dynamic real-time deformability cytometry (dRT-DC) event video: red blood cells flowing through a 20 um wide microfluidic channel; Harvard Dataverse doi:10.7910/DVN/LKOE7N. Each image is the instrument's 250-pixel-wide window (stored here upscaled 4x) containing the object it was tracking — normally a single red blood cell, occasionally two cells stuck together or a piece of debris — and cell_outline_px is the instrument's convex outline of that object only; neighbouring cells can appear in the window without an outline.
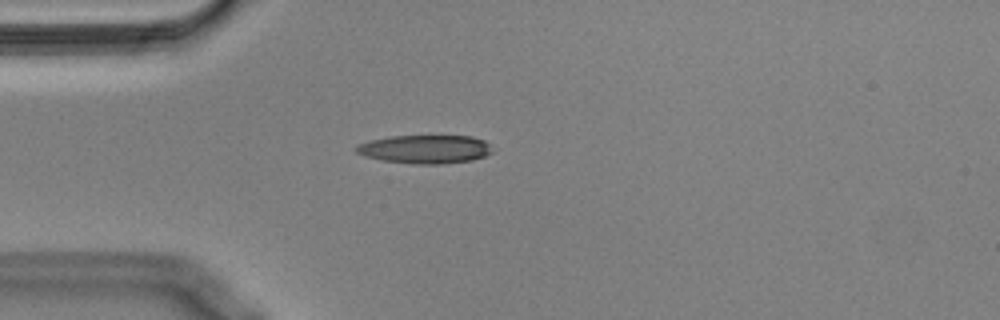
{"species": "Egyptian fruit bat (a non-hibernating species)", "species_latin": "Rousettus aegyptiacus", "temperature_condition": "cold", "stored_images_in_passage": 42, "camera_frame_rate_fps": 3000, "um_per_image_px": 0.085, "animal": {"sex": "male"}, "frame": {"image": 1, "passage_image": 1, "time_ms": 0.0, "image_size_px": [1000, 320], "cell_outline_px": [[492, 152], [484, 156], [472, 160], [440, 164], [416, 164], [384, 160], [364, 156], [356, 152], [352, 148], [356, 144], [372, 140], [392, 136], [472, 136], [484, 140], [488, 144]], "centroid_in_image_um": [36.1, 12.68], "position_along_channel_um": 48.9, "area_um2": 22.48}}
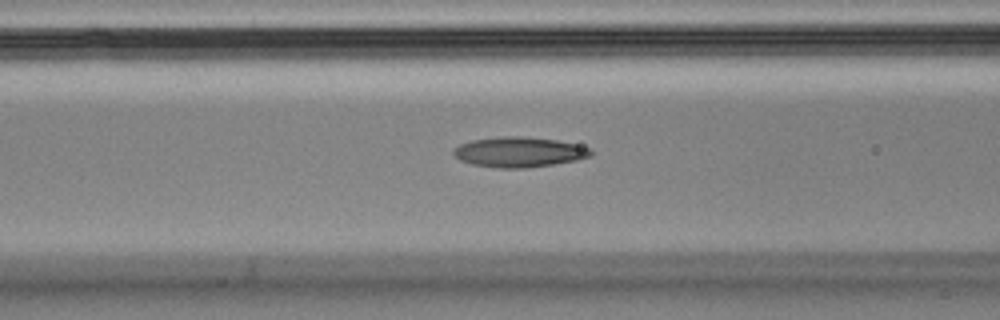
{"frame": {"image": 2, "passage_image": 8, "time_ms": 2.333, "image_size_px": [1000, 320], "cell_outline_px": [[592, 152], [588, 156], [576, 160], [552, 164], [524, 168], [496, 168], [472, 164], [460, 160], [452, 156], [452, 148], [460, 144], [472, 140], [504, 136], [524, 136], [556, 140], [576, 144], [592, 148]], "centroid_in_image_um": [44.06, 12.92], "position_along_channel_um": 122.5, "area_um2": 24.16}}
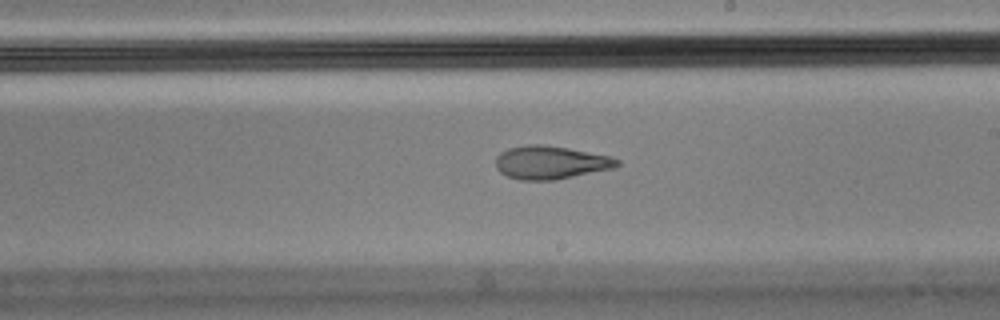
{"frame": {"image": 3, "passage_image": 18, "time_ms": 5.667, "image_size_px": [1000, 320], "cell_outline_px": [[620, 164], [616, 168], [556, 180], [520, 180], [508, 176], [500, 172], [496, 168], [496, 156], [500, 152], [508, 148], [528, 144], [544, 144], [568, 148], [612, 156], [620, 160]], "centroid_in_image_um": [46.83, 13.81], "position_along_channel_um": 242.2, "area_um2": 23.81}, "authors_computed_cell_mechanics": {"area_um2": 24.2471, "velocity_mm_per_s": 3.5992, "shape_relaxation_time_tau1_ms": null, "shape_relaxation_time_tau2_ms": 4.0033, "deformation_change_tau1": null, "deformation_change_tau2": 0.1299}}